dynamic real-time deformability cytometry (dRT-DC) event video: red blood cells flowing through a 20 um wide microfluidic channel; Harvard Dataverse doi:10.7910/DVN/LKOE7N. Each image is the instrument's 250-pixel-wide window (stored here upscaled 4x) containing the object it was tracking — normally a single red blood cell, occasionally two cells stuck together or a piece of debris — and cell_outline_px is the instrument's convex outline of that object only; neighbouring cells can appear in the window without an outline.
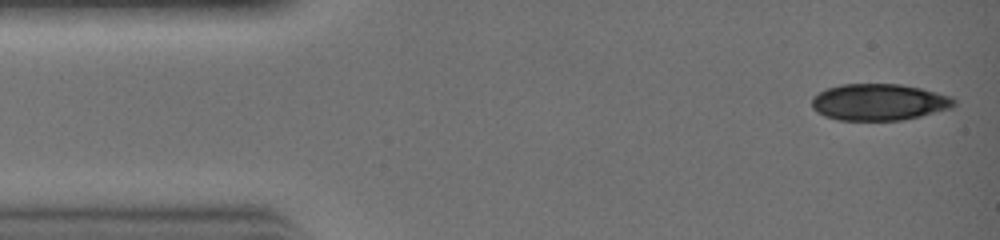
{"species": "common noctule bat (a hibernating species)", "species_latin": "Nyctalus noctula", "temperature_condition": "warm", "stored_images_in_passage": 5, "camera_frame_rate_fps": 3000, "um_per_image_px": 0.085, "animal": {"sex": "female", "body_mass_g": 19.0, "forearm_length_mm": 51.5}, "frame": {"image": 1, "passage_image": 1, "time_ms": 0.0, "image_size_px": [1000, 240], "cell_outline_px": [[956, 104], [952, 108], [920, 116], [900, 120], [840, 120], [824, 116], [816, 112], [812, 108], [812, 96], [828, 88], [840, 84], [900, 84], [920, 88], [948, 96], [956, 100]], "centroid_in_image_um": [74.69, 8.68], "position_along_channel_um": 10.3, "area_um2": 30.23}}